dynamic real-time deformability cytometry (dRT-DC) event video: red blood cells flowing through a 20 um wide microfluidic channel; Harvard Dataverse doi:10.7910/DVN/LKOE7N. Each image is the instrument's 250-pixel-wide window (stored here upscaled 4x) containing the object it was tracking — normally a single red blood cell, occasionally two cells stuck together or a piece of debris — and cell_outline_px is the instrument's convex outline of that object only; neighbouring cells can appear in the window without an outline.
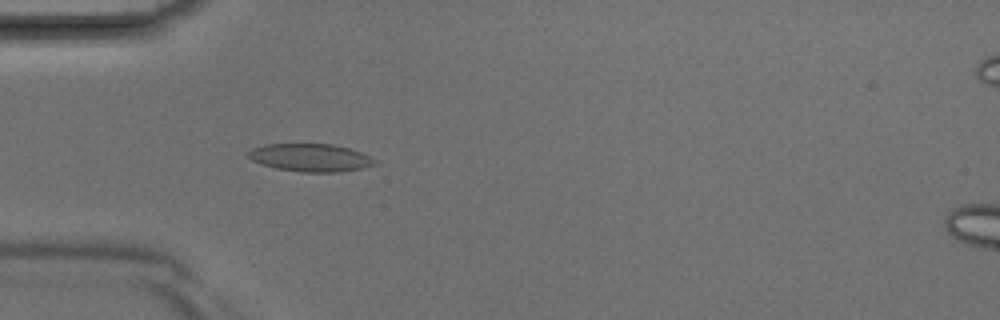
{"species": "Egyptian fruit bat (a non-hibernating species)", "species_latin": "Rousettus aegyptiacus", "temperature_condition": "room temperature", "stored_images_in_passage": 39, "camera_frame_rate_fps": 3000, "um_per_image_px": 0.085, "animal": {"sex": "male"}, "frame": {"image": 1, "passage_image": 10, "time_ms": 3.0, "image_size_px": [1000, 320], "cell_outline_px": [[376, 164], [364, 168], [336, 172], [304, 172], [276, 168], [260, 164], [252, 160], [248, 156], [248, 152], [252, 148], [264, 144], [332, 144], [348, 148], [360, 152], [376, 160]], "centroid_in_image_um": [26.37, 13.4], "position_along_channel_um": 58.6, "area_um2": 20.4}}
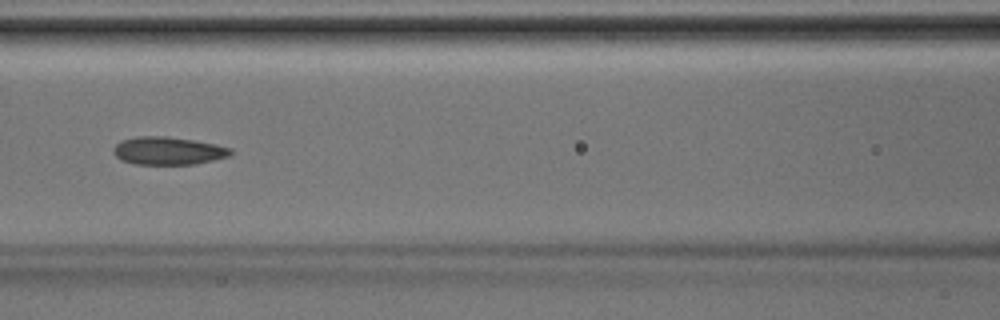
{"frame": {"image": 2, "passage_image": 16, "time_ms": 5.0, "image_size_px": [1000, 320], "cell_outline_px": [[232, 152], [228, 156], [196, 164], [136, 164], [120, 160], [112, 152], [112, 148], [120, 140], [136, 136], [168, 136], [216, 144], [232, 148]], "centroid_in_image_um": [14.25, 12.81], "position_along_channel_um": 152.4, "area_um2": 19.13}}
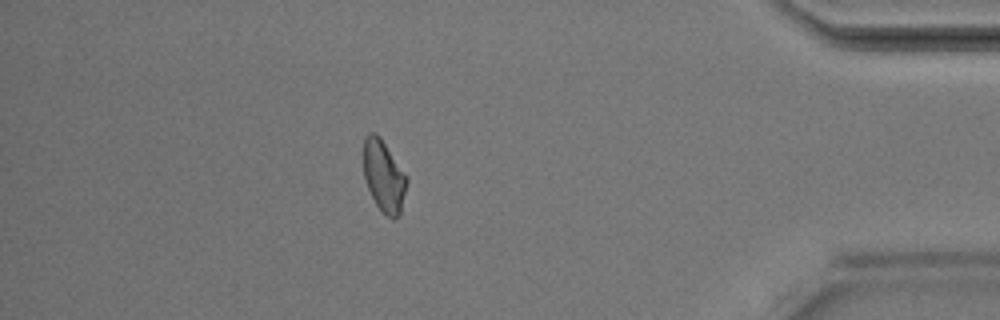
{"frame": {"image": 3, "passage_image": 34, "time_ms": 11.0, "image_size_px": [1000, 320], "cell_outline_px": [[408, 180], [400, 212], [392, 220], [384, 216], [376, 204], [368, 188], [364, 176], [364, 136], [368, 132], [376, 132], [380, 136], [408, 176]], "centroid_in_image_um": [32.63, 14.95], "position_along_channel_um": 402.6, "area_um2": 18.21}}